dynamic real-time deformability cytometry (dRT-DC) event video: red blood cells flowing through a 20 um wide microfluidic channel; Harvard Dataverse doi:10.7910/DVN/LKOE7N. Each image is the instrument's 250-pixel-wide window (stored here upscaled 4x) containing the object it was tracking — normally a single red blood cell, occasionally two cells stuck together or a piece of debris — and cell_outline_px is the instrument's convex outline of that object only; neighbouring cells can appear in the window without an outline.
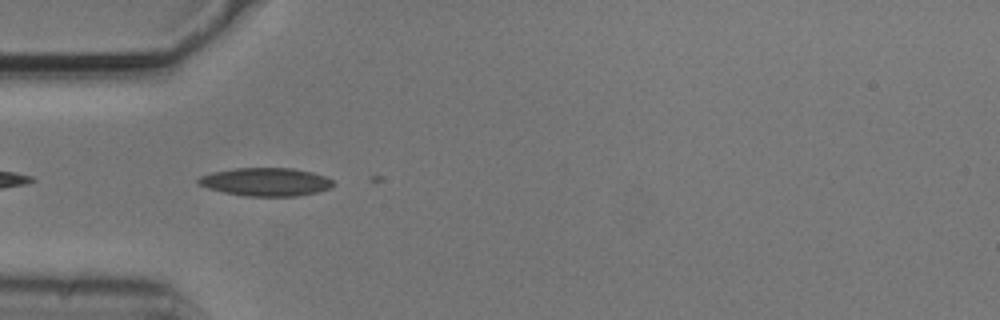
{"species": "common noctule bat (a hibernating species)", "species_latin": "Nyctalus noctula", "temperature_condition": "cold", "stored_images_in_passage": 5, "camera_frame_rate_fps": 3000, "um_per_image_px": 0.085, "animal": {"sex": "male", "body_mass_g": 20.5, "forearm_length_mm": 52.5}, "frame": {"image": 1, "passage_image": 2, "time_ms": 0.333, "image_size_px": [1000, 320], "cell_outline_px": [[336, 184], [328, 188], [316, 192], [296, 196], [244, 196], [224, 192], [208, 188], [200, 184], [196, 180], [200, 176], [212, 172], [236, 168], [292, 168], [312, 172], [324, 176], [332, 180]], "centroid_in_image_um": [22.59, 15.46], "position_along_channel_um": 62.4, "area_um2": 22.02}}
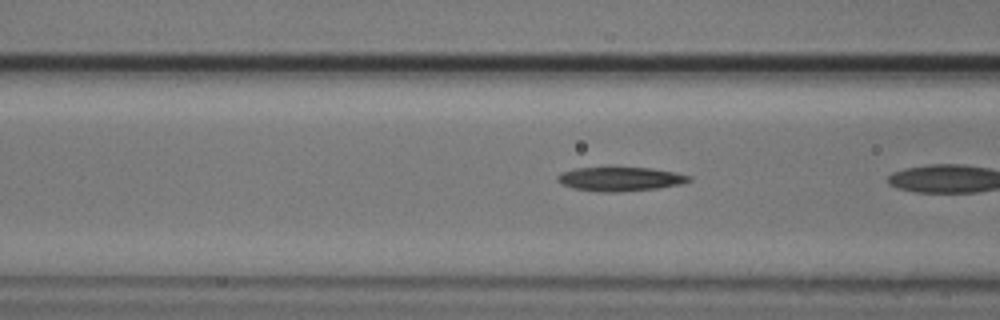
{"frame": {"image": 2, "passage_image": 4, "time_ms": 1.0, "image_size_px": [1000, 320], "cell_outline_px": [[692, 180], [680, 184], [656, 188], [616, 192], [600, 192], [576, 188], [560, 184], [556, 180], [556, 176], [560, 172], [576, 168], [608, 164], [612, 164], [652, 168], [676, 172], [692, 176]], "centroid_in_image_um": [52.67, 15.15], "position_along_channel_um": 113.9, "area_um2": 19.48}}